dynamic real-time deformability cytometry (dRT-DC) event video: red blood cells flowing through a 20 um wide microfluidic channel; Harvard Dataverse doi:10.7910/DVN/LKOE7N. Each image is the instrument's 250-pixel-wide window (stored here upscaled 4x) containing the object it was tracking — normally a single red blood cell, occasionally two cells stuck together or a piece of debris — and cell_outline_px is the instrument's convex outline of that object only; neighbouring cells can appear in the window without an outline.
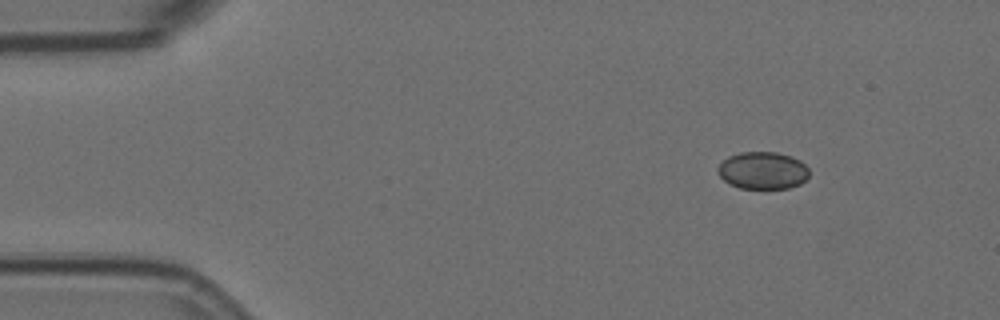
{"species": "Egyptian fruit bat (a non-hibernating species)", "species_latin": "Rousettus aegyptiacus", "temperature_condition": "room temperature", "stored_images_in_passage": 52, "camera_frame_rate_fps": 3000, "um_per_image_px": 0.085, "animal": {"sex": "female"}, "frame": {"image": 1, "passage_image": 1, "time_ms": 0.0, "image_size_px": [1000, 320], "cell_outline_px": [[808, 176], [800, 184], [788, 188], [740, 188], [728, 184], [716, 172], [716, 168], [728, 156], [740, 152], [776, 152], [792, 156], [800, 160], [808, 168]], "centroid_in_image_um": [64.81, 14.48], "position_along_channel_um": 20.2, "area_um2": 19.94}}
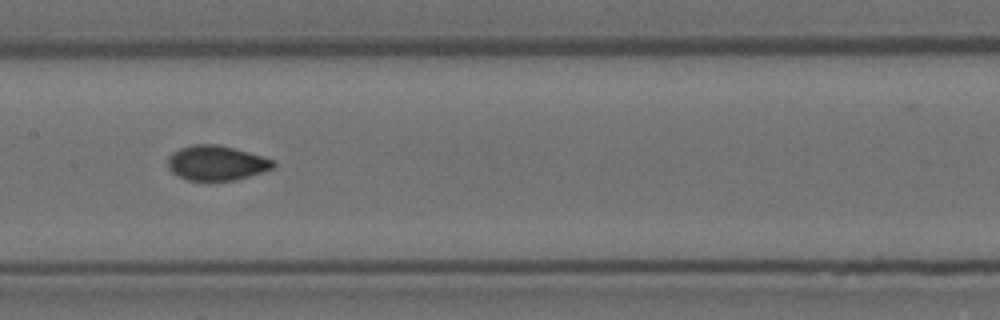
{"frame": {"image": 2, "passage_image": 22, "time_ms": 7.0, "image_size_px": [1000, 320], "cell_outline_px": [[276, 164], [272, 168], [236, 180], [188, 180], [172, 172], [168, 168], [168, 160], [172, 152], [180, 148], [192, 144], [216, 144], [248, 152], [272, 160]], "centroid_in_image_um": [18.36, 13.84], "position_along_channel_um": 189.0, "area_um2": 20.98}}
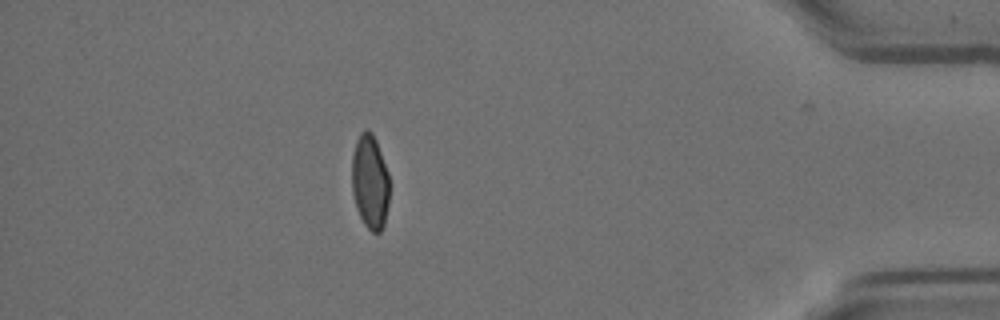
{"frame": {"image": 3, "passage_image": 44, "time_ms": 14.333, "image_size_px": [1000, 320], "cell_outline_px": [[388, 204], [384, 224], [380, 232], [372, 232], [364, 224], [356, 208], [352, 192], [352, 156], [356, 140], [360, 132], [364, 128], [368, 128], [372, 132], [376, 140], [388, 172]], "centroid_in_image_um": [31.43, 15.42], "position_along_channel_um": 403.8, "area_um2": 20.75}, "authors_computed_cell_mechanics": {"area_um2": 21.1548, "velocity_mm_per_s": 3.582, "shape_relaxation_time_tau1_ms": 6.3934, "shape_relaxation_time_tau2_ms": null, "deformation_change_tau1": 0.1292, "deformation_change_tau2": null}}